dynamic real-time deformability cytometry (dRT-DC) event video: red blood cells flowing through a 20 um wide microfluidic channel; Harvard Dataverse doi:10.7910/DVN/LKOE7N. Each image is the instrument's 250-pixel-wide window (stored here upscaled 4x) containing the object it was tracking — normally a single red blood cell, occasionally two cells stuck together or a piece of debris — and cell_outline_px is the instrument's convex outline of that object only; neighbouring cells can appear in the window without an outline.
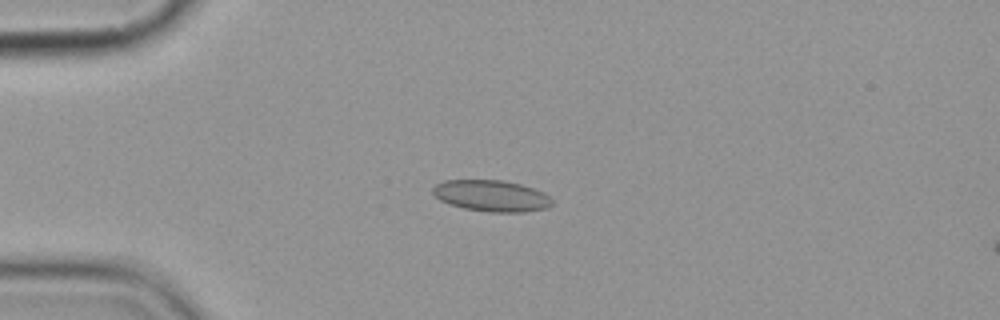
{"species": "common noctule bat (a hibernating species)", "species_latin": "Nyctalus noctula", "temperature_condition": "cold", "stored_images_in_passage": 5, "camera_frame_rate_fps": 3000, "um_per_image_px": 0.085, "animal": {"sex": "female", "body_mass_g": 19.9}, "frame": {"image": 1, "passage_image": 3, "time_ms": 3.333, "image_size_px": [1000, 320], "cell_outline_px": [[552, 204], [548, 208], [524, 212], [488, 212], [464, 208], [448, 204], [440, 200], [432, 192], [432, 188], [436, 184], [444, 180], [504, 180], [520, 184], [544, 192], [552, 200]], "centroid_in_image_um": [41.77, 16.64], "position_along_channel_um": 43.2, "area_um2": 21.85}}